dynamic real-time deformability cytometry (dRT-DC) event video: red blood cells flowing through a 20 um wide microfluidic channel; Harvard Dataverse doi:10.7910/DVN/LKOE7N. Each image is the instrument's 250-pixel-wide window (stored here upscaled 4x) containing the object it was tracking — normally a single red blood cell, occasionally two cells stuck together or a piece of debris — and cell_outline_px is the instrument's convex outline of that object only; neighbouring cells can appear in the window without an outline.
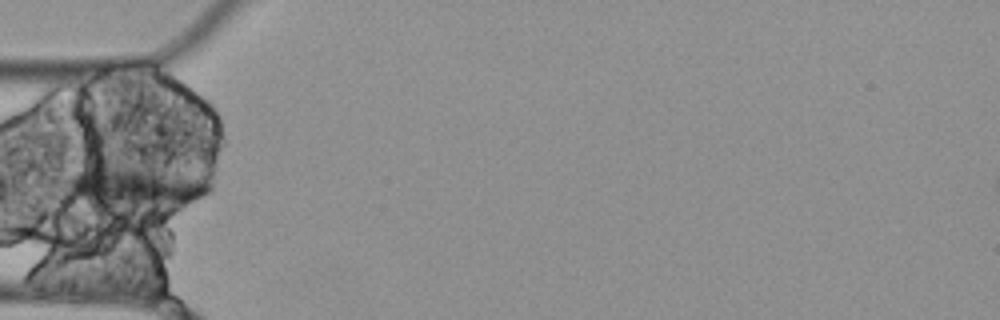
{"species": "Egyptian fruit bat (a non-hibernating species)", "species_latin": "Rousettus aegyptiacus", "temperature_condition": "cold", "stored_images_in_passage": 5, "segment_of_instrument_passage": [2, 2], "camera_frame_rate_fps": 3000, "um_per_image_px": 0.085, "animal": {"sex": "female"}, "frame": {"image": 1, "passage_image": 5, "time_ms": 1.333, "image_size_px": [1000, 320], "cell_outline_px": [[212, 188], [208, 192], [172, 212], [68, 204], [60, 192], [60, 176], [76, 168], [92, 168], [172, 172], [212, 184]], "centroid_in_image_um": [11.11, 16.07], "position_along_channel_um": 73.9, "area_um2": 36.76}}